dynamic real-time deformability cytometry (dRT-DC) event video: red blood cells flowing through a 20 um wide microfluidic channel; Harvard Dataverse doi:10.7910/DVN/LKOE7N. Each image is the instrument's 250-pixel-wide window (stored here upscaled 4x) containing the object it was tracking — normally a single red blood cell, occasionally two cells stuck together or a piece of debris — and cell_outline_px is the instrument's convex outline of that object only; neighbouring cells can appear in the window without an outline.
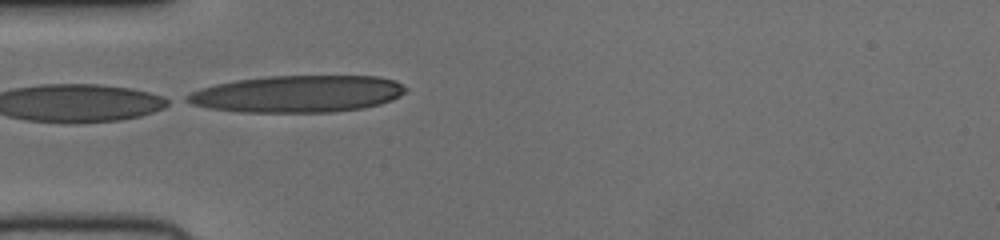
{"species": "human", "species_latin": "Homo sapiens", "temperature_condition": "cold", "stored_images_in_passage": 18, "camera_frame_rate_fps": 3000, "um_per_image_px": 0.085, "donor": {"sex": "female"}, "frame": {"image": 1, "passage_image": 16, "time_ms": 5.0, "image_size_px": [1000, 240], "cell_outline_px": [[408, 88], [400, 96], [392, 100], [380, 104], [364, 108], [332, 112], [240, 112], [212, 108], [192, 104], [184, 100], [184, 96], [200, 88], [216, 84], [236, 80], [268, 76], [380, 76], [396, 80]], "centroid_in_image_um": [25.33, 7.98], "position_along_channel_um": 59.7, "area_um2": 47.16}}